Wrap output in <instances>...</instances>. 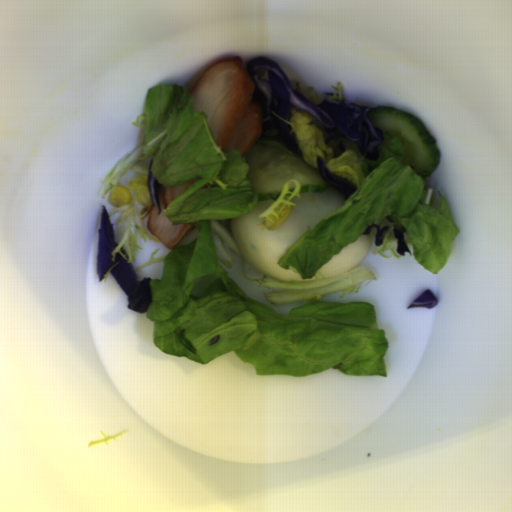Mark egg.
I'll return each mask as SVG.
<instances>
[{
    "instance_id": "obj_3",
    "label": "egg",
    "mask_w": 512,
    "mask_h": 512,
    "mask_svg": "<svg viewBox=\"0 0 512 512\" xmlns=\"http://www.w3.org/2000/svg\"><path fill=\"white\" fill-rule=\"evenodd\" d=\"M315 274H316V276H317V278H318V279H323V278H322V276L319 274V272H318V271H317Z\"/></svg>"
},
{
    "instance_id": "obj_2",
    "label": "egg",
    "mask_w": 512,
    "mask_h": 512,
    "mask_svg": "<svg viewBox=\"0 0 512 512\" xmlns=\"http://www.w3.org/2000/svg\"><path fill=\"white\" fill-rule=\"evenodd\" d=\"M372 243L371 234H361L340 252L332 255L319 272L323 277H333L358 266L367 256Z\"/></svg>"
},
{
    "instance_id": "obj_1",
    "label": "egg",
    "mask_w": 512,
    "mask_h": 512,
    "mask_svg": "<svg viewBox=\"0 0 512 512\" xmlns=\"http://www.w3.org/2000/svg\"><path fill=\"white\" fill-rule=\"evenodd\" d=\"M274 199H261L249 212L230 218L232 234L238 250L246 262L265 274L283 281L315 279L301 278L289 269L279 266L282 254L316 223L331 212L338 210L344 203L343 192L334 187L324 191L305 192L303 196H294L287 217L271 230L258 224L265 220L259 215L271 207Z\"/></svg>"
}]
</instances>
